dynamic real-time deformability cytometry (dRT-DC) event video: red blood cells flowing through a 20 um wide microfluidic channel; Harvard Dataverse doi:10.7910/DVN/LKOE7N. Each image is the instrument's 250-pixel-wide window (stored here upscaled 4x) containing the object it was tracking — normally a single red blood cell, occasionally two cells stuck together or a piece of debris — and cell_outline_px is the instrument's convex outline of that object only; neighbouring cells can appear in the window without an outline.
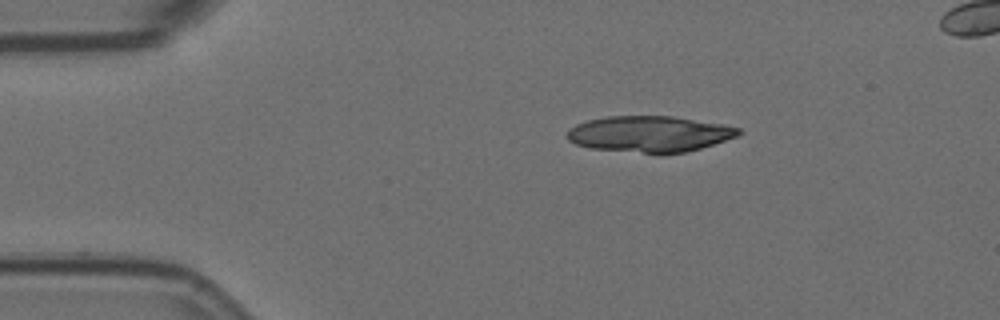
{"species": "Egyptian fruit bat (a non-hibernating species)", "species_latin": "Rousettus aegyptiacus", "temperature_condition": "room temperature", "stored_images_in_passage": 5, "camera_frame_rate_fps": 3000, "um_per_image_px": 0.085, "animal": {"sex": "female"}, "frame": {"image": 1, "passage_image": 1, "time_ms": 0.0, "image_size_px": [1000, 320], "cell_outline_px": [[744, 132], [736, 136], [700, 148], [684, 152], [644, 152], [592, 148], [576, 144], [568, 140], [564, 136], [568, 128], [576, 124], [588, 120], [608, 116], [672, 116], [720, 124], [740, 128]], "centroid_in_image_um": [55.15, 11.36], "position_along_channel_um": 29.8, "area_um2": 35.43}}